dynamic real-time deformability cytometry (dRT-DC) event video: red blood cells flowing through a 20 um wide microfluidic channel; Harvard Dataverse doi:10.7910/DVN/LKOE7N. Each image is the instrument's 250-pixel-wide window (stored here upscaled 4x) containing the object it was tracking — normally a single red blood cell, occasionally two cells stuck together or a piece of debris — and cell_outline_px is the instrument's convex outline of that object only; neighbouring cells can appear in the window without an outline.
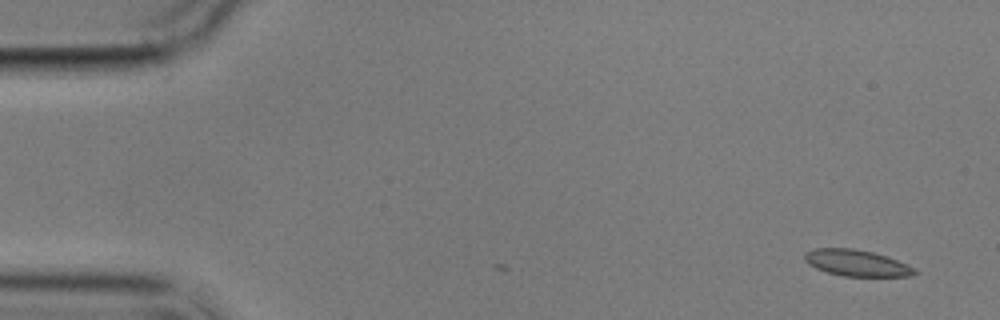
{"species": "common noctule bat (a hibernating species)", "species_latin": "Nyctalus noctula", "temperature_condition": "cold", "stored_images_in_passage": 2, "camera_frame_rate_fps": 3000, "um_per_image_px": 0.085, "animal": {"sex": "male", "body_mass_g": 17.9}, "frame": {"image": 1, "passage_image": 1, "time_ms": 0.0, "image_size_px": [1000, 320], "cell_outline_px": [[920, 272], [908, 276], [844, 276], [828, 272], [816, 268], [808, 264], [804, 260], [804, 252], [812, 248], [852, 248], [872, 252], [896, 260]], "centroid_in_image_um": [72.73, 22.34], "position_along_channel_um": 12.3, "area_um2": 16.65}}